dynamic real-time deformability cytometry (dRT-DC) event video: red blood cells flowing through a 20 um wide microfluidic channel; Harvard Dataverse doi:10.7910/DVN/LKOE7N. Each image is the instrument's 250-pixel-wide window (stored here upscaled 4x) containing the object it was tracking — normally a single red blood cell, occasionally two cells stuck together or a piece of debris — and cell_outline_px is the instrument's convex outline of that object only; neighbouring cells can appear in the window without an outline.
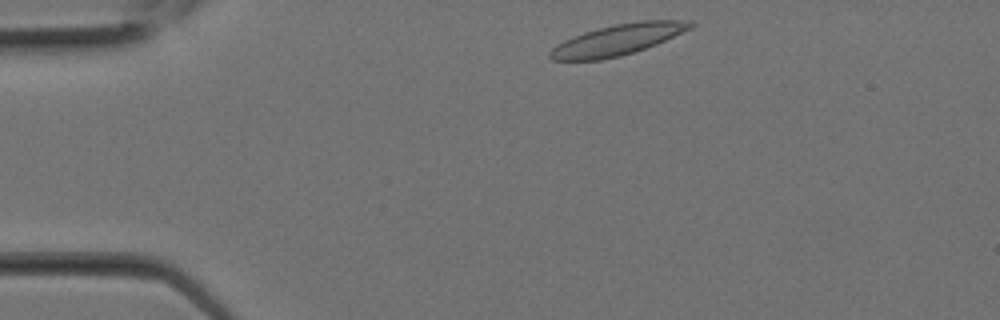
{"species": "Egyptian fruit bat (a non-hibernating species)", "species_latin": "Rousettus aegyptiacus", "temperature_condition": "room temperature", "stored_images_in_passage": 7, "camera_frame_rate_fps": 3000, "um_per_image_px": 0.085, "animal": {"sex": "female"}, "frame": {"image": 1, "passage_image": 1, "time_ms": 0.0, "image_size_px": [1000, 320], "cell_outline_px": [[696, 24], [692, 28], [656, 44], [620, 56], [600, 60], [552, 60], [548, 56], [548, 52], [556, 44], [564, 40], [584, 32], [616, 24], [640, 20], [692, 20]], "centroid_in_image_um": [52.51, 3.37], "position_along_channel_um": 32.5, "area_um2": 25.14}}
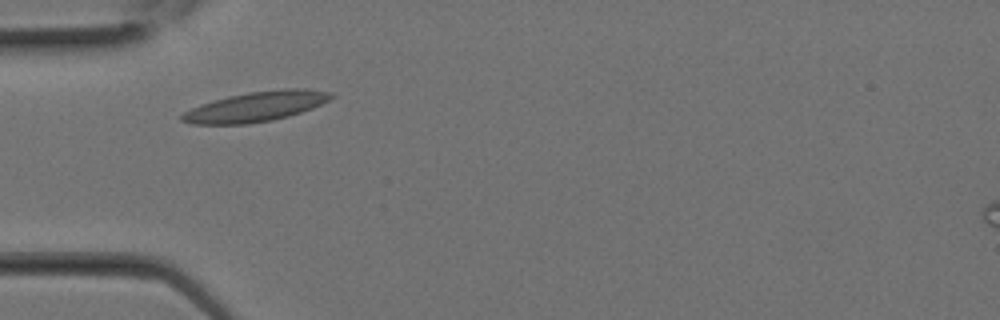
{"frame": {"image": 2, "passage_image": 4, "time_ms": 1.0, "image_size_px": [1000, 320], "cell_outline_px": [[336, 96], [312, 108], [288, 116], [272, 120], [248, 124], [192, 124], [180, 120], [180, 116], [184, 112], [192, 108], [228, 96], [248, 92], [284, 88], [304, 88], [332, 92]], "centroid_in_image_um": [21.79, 9.05], "position_along_channel_um": 63.2, "area_um2": 25.84}}
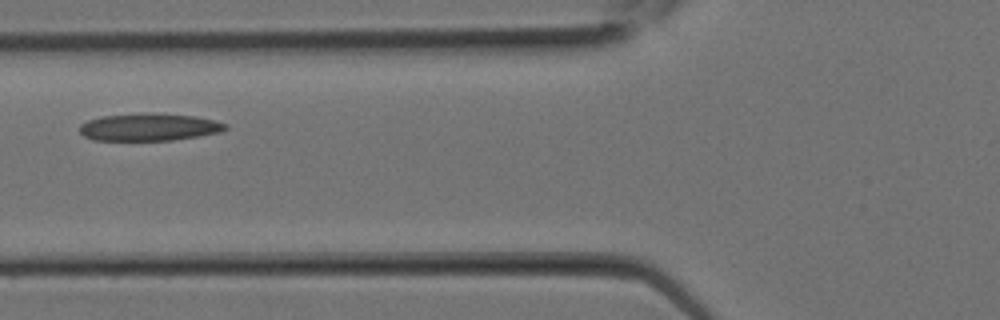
{"frame": {"image": 3, "passage_image": 6, "time_ms": 1.667, "image_size_px": [1000, 320], "cell_outline_px": [[228, 128], [220, 132], [200, 136], [172, 140], [92, 140], [84, 136], [80, 132], [80, 124], [88, 120], [100, 116], [144, 112], [152, 112], [196, 116], [228, 124]], "centroid_in_image_um": [12.67, 10.79], "position_along_channel_um": 113.1, "area_um2": 23.58}}